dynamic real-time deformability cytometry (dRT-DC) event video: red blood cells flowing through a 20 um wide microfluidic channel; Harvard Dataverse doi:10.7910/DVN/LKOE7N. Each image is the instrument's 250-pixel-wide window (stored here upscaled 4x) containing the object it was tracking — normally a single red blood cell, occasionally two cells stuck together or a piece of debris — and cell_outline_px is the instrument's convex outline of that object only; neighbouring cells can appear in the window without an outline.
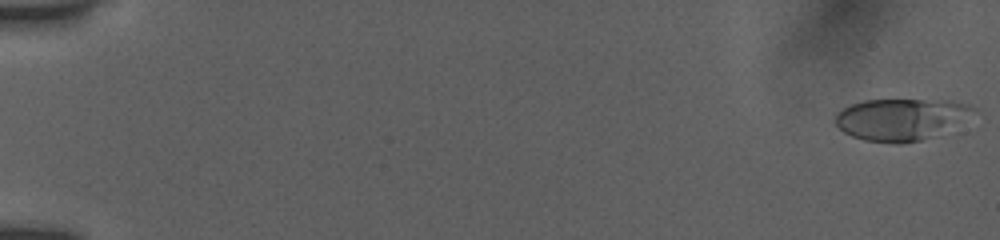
{"species": "human", "species_latin": "Homo sapiens", "temperature_condition": "room temperature", "stored_images_in_passage": 54, "camera_frame_rate_fps": 3000, "um_per_image_px": 0.085, "donor": {"sex": "female"}, "frame": {"image": 1, "passage_image": 1, "time_ms": 0.0, "image_size_px": [1000, 240], "cell_outline_px": [[976, 108], [928, 136], [920, 140], [900, 144], [896, 144], [864, 140], [852, 136], [844, 132], [832, 120], [836, 112], [852, 104], [864, 100], [952, 100], [968, 104]], "centroid_in_image_um": [76.36, 10.12], "position_along_channel_um": 8.6, "area_um2": 32.25}}
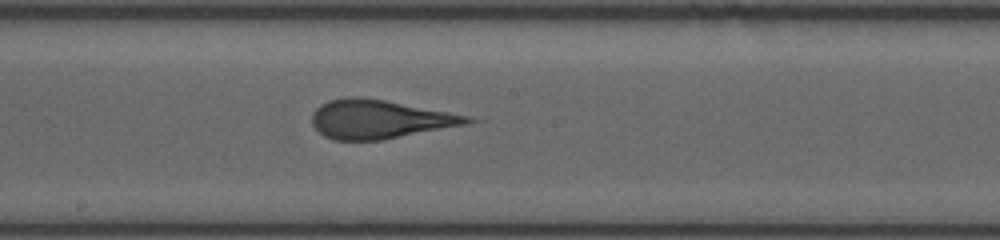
{"frame": {"image": 2, "passage_image": 31, "time_ms": 10.0, "image_size_px": [1000, 240], "cell_outline_px": [[472, 120], [464, 124], [384, 140], [332, 140], [324, 136], [312, 124], [312, 112], [320, 104], [328, 100], [348, 96], [364, 96], [468, 116]], "centroid_in_image_um": [32.14, 10.12], "position_along_channel_um": 216.1, "area_um2": 34.74}}
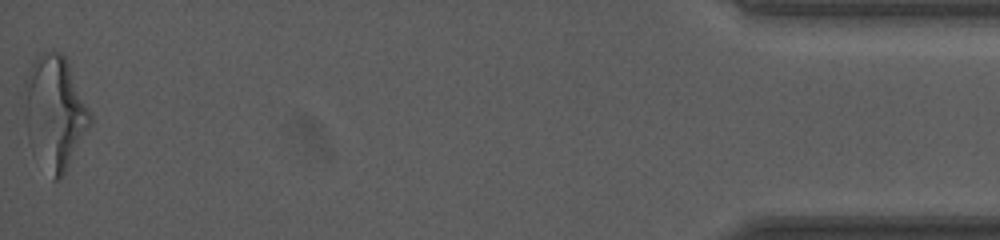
{"frame": {"image": 3, "passage_image": 54, "time_ms": 17.667, "image_size_px": [1000, 240], "cell_outline_px": [[92, 124], [60, 180], [52, 180], [28, 140], [24, 120], [20, 96], [24, 84], [32, 64], [36, 56], [40, 52], [52, 48], [60, 52], [68, 60], [92, 116]], "centroid_in_image_um": [4.62, 9.5], "position_along_channel_um": 430.6, "area_um2": 44.27}, "authors_computed_cell_mechanics": {"area_um2": 34.4488, "velocity_mm_per_s": 3.9032, "shape_relaxation_time_tau1_ms": 5.2548, "shape_relaxation_time_tau2_ms": 0.8025, "deformation_change_tau1": 0.2255, "deformation_change_tau2": 0.1072}}